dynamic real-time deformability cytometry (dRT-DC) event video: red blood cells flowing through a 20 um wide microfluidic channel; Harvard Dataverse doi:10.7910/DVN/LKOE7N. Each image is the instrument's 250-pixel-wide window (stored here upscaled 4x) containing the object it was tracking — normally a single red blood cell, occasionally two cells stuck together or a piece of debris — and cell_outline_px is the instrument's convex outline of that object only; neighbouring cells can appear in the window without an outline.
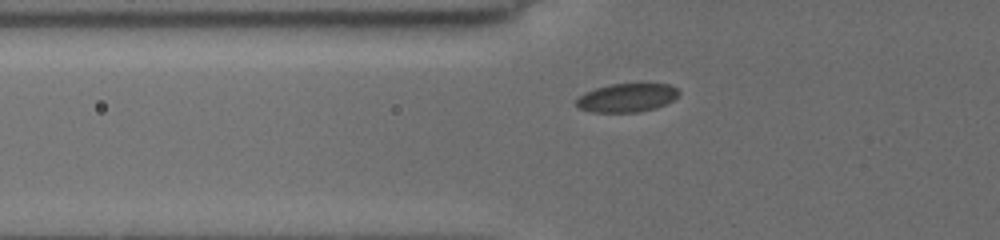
{"species": "common noctule bat (a hibernating species)", "species_latin": "Nyctalus noctula", "temperature_condition": "cold", "stored_images_in_passage": 7, "camera_frame_rate_fps": 3000, "um_per_image_px": 0.085, "animal": {"sex": "female", "body_mass_g": 19.5, "forearm_length_mm": 54.1}, "frame": {"image": 1, "passage_image": 4, "time_ms": 2.667, "image_size_px": [1000, 240], "cell_outline_px": [[680, 92], [672, 100], [656, 108], [640, 112], [592, 112], [576, 108], [576, 100], [584, 92], [596, 88], [612, 84], [668, 84], [676, 88]], "centroid_in_image_um": [53.24, 8.32], "position_along_channel_um": 72.6, "area_um2": 16.99}}
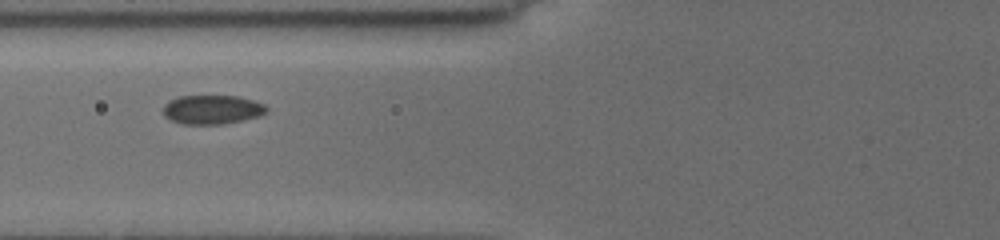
{"frame": {"image": 2, "passage_image": 5, "time_ms": 3.667, "image_size_px": [1000, 240], "cell_outline_px": [[268, 112], [260, 116], [220, 124], [180, 124], [164, 116], [164, 104], [168, 100], [180, 96], [240, 96], [256, 100], [264, 104], [268, 108]], "centroid_in_image_um": [18.05, 9.3], "position_along_channel_um": 107.7, "area_um2": 17.63}}
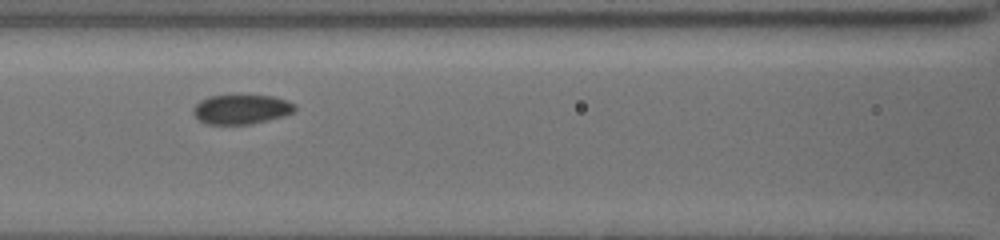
{"frame": {"image": 3, "passage_image": 6, "time_ms": 4.667, "image_size_px": [1000, 240], "cell_outline_px": [[296, 108], [292, 112], [284, 116], [248, 124], [208, 124], [200, 120], [192, 112], [192, 108], [200, 100], [208, 96], [272, 96], [288, 100], [296, 104]], "centroid_in_image_um": [20.51, 9.29], "position_along_channel_um": 146.1, "area_um2": 17.28}}